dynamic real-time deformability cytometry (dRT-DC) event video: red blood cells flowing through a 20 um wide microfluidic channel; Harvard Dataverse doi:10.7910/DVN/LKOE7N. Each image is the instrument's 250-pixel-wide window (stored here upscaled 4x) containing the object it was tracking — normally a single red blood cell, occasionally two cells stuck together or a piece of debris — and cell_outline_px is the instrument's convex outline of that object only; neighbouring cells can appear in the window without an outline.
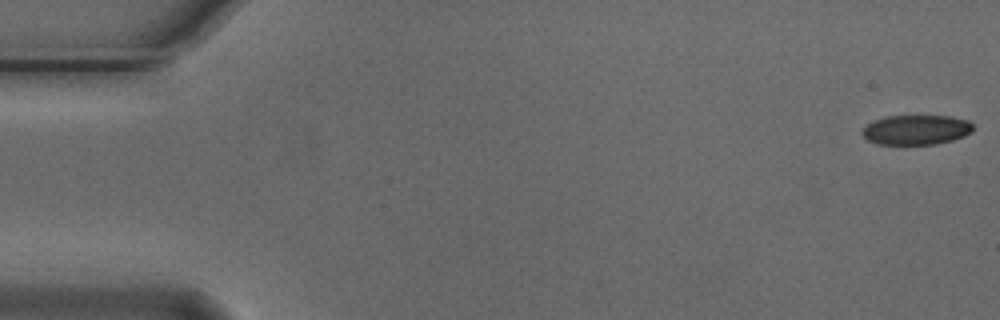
{"species": "Egyptian fruit bat (a non-hibernating species)", "species_latin": "Rousettus aegyptiacus", "temperature_condition": "cold", "stored_images_in_passage": 56, "camera_frame_rate_fps": 3000, "um_per_image_px": 0.085, "animal": {"sex": "male"}, "frame": {"image": 1, "passage_image": 1, "time_ms": 0.0, "image_size_px": [1000, 320], "cell_outline_px": [[972, 132], [964, 136], [952, 140], [936, 144], [876, 144], [868, 140], [864, 136], [864, 128], [868, 124], [876, 120], [888, 116], [952, 116], [968, 120], [972, 124]], "centroid_in_image_um": [77.92, 11.03], "position_along_channel_um": 7.1, "area_um2": 19.02}}
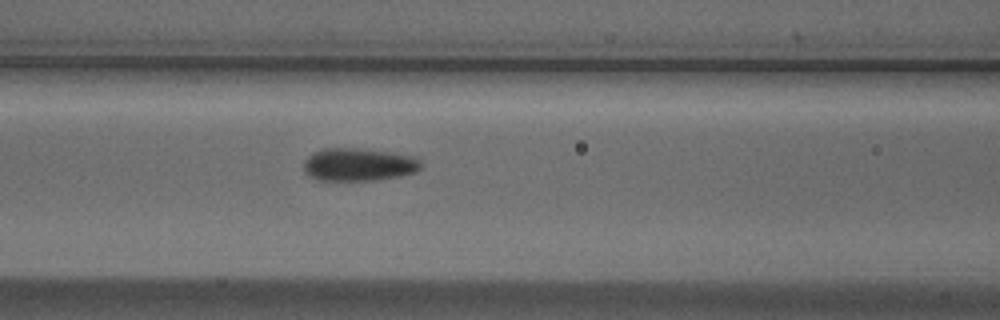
{"frame": {"image": 2, "passage_image": 23, "time_ms": 7.333, "image_size_px": [1000, 320], "cell_outline_px": [[420, 168], [416, 172], [400, 176], [376, 180], [316, 180], [308, 176], [304, 172], [304, 160], [312, 152], [324, 148], [356, 148], [392, 152], [416, 156], [420, 160]], "centroid_in_image_um": [30.47, 13.98], "position_along_channel_um": 136.1, "area_um2": 22.72}}
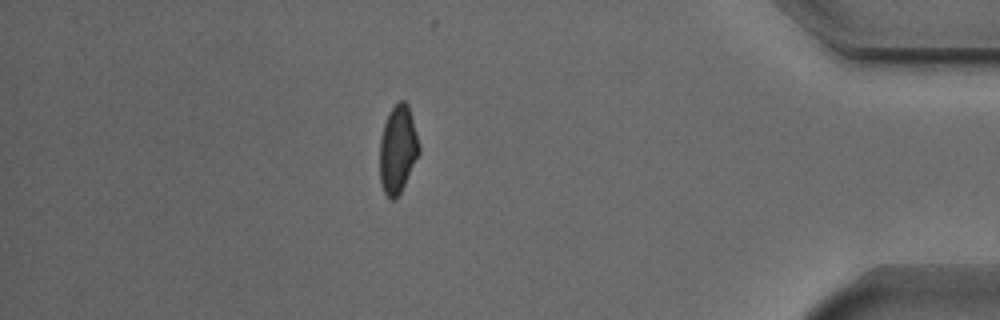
{"frame": {"image": 3, "passage_image": 48, "time_ms": 15.667, "image_size_px": [1000, 320], "cell_outline_px": [[420, 152], [400, 192], [392, 200], [384, 192], [380, 180], [380, 136], [388, 112], [400, 100], [404, 100], [408, 104], [420, 148]], "centroid_in_image_um": [33.8, 12.66], "position_along_channel_um": 401.4, "area_um2": 19.77}, "authors_computed_cell_mechanics": {"area_um2": 20.9236, "velocity_mm_per_s": 3.7141, "shape_relaxation_time_tau1_ms": 4.6949, "shape_relaxation_time_tau2_ms": 2.0246, "deformation_change_tau1": 0.114, "deformation_change_tau2": 0.0744}}